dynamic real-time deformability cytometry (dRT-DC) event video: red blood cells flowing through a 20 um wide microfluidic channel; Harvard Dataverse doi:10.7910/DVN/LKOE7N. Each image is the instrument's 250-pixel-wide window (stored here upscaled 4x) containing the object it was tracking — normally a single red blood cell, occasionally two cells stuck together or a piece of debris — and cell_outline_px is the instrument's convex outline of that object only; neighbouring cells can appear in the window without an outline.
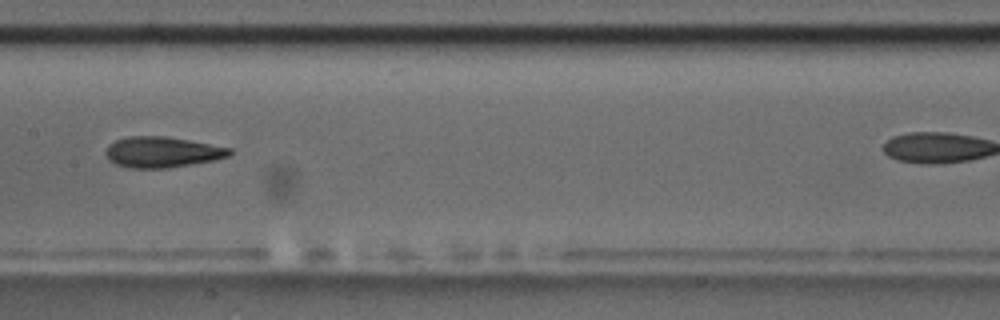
{"species": "common noctule bat (a hibernating species)", "species_latin": "Nyctalus noctula", "temperature_condition": "room temperature", "stored_images_in_passage": 9, "camera_frame_rate_fps": 3000, "um_per_image_px": 0.085, "animal": {"sex": "male", "body_mass_g": 17.5, "forearm_length_mm": 52.3}, "frame": {"image": 1, "passage_image": 4, "time_ms": 3.333, "image_size_px": [1000, 320], "cell_outline_px": [[232, 152], [228, 156], [216, 160], [168, 168], [128, 168], [116, 164], [108, 160], [104, 152], [108, 144], [116, 140], [128, 136], [168, 136], [232, 148]], "centroid_in_image_um": [13.76, 12.93], "position_along_channel_um": 193.6, "area_um2": 22.43}}